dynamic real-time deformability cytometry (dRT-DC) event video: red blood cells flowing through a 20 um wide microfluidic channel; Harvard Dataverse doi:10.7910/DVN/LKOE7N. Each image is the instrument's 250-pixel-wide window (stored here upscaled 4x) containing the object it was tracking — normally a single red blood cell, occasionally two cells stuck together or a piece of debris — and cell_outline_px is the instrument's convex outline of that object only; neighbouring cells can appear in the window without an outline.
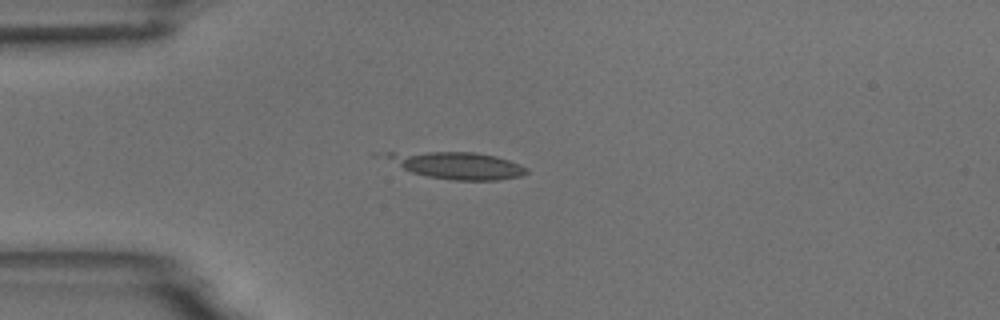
{"species": "common noctule bat (a hibernating species)", "species_latin": "Nyctalus noctula", "temperature_condition": "room temperature", "stored_images_in_passage": 3, "camera_frame_rate_fps": 3000, "um_per_image_px": 0.085, "animal": {"sex": "male", "body_mass_g": 18.8}, "frame": {"image": 1, "passage_image": 2, "time_ms": 1.0, "image_size_px": [1000, 320], "cell_outline_px": [[528, 172], [520, 176], [496, 180], [452, 180], [428, 176], [412, 172], [404, 168], [388, 156], [384, 152], [476, 152], [496, 156], [520, 164], [528, 168]], "centroid_in_image_um": [38.98, 14.06], "position_along_channel_um": 46.0, "area_um2": 21.5}}
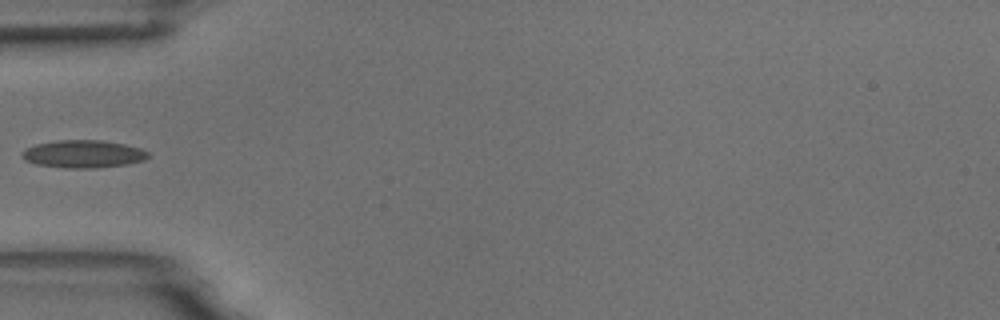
{"frame": {"image": 2, "passage_image": 3, "time_ms": 2.333, "image_size_px": [1000, 320], "cell_outline_px": [[148, 156], [144, 160], [128, 164], [96, 168], [64, 168], [36, 164], [24, 160], [20, 156], [24, 148], [36, 144], [56, 140], [104, 140], [124, 144], [140, 148], [148, 152]], "centroid_in_image_um": [7.04, 13.09], "position_along_channel_um": 78.0, "area_um2": 20.52}}